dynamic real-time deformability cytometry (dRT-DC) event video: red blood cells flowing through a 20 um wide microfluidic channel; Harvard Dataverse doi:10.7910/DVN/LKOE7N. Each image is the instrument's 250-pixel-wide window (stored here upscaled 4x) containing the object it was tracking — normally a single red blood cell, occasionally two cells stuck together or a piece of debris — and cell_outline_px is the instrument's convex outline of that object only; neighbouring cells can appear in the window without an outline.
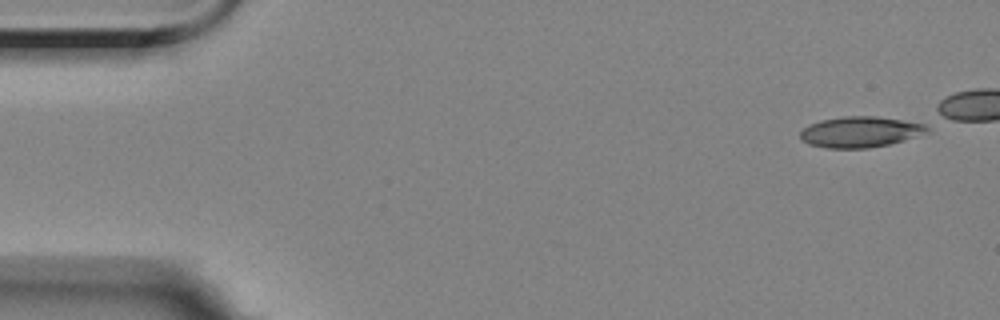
{"species": "Egyptian fruit bat (a non-hibernating species)", "species_latin": "Rousettus aegyptiacus", "temperature_condition": "room temperature", "stored_images_in_passage": 44, "camera_frame_rate_fps": 3000, "um_per_image_px": 0.085, "animal": {"sex": "female"}, "frame": {"image": 1, "passage_image": 1, "time_ms": 0.0, "image_size_px": [1000, 320], "cell_outline_px": [[928, 132], [904, 140], [888, 144], [868, 148], [828, 148], [808, 144], [800, 140], [800, 132], [808, 124], [820, 120], [844, 116], [876, 116], [924, 124], [928, 128]], "centroid_in_image_um": [73.06, 11.21], "position_along_channel_um": 11.9, "area_um2": 22.66}}
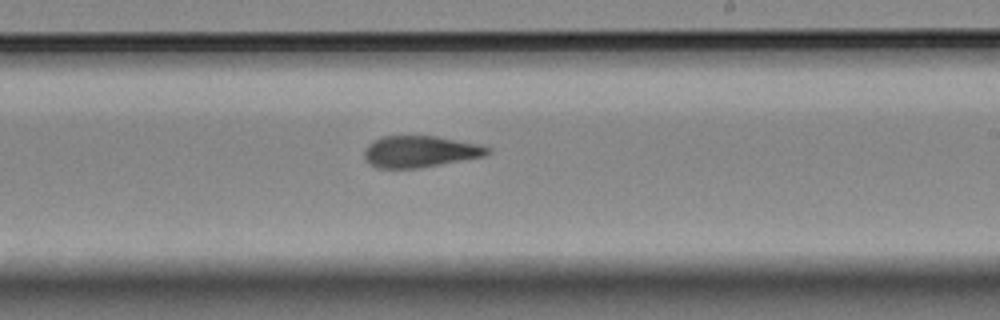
{"frame": {"image": 2, "passage_image": 31, "time_ms": 10.0, "image_size_px": [1000, 320], "cell_outline_px": [[492, 152], [484, 156], [420, 168], [376, 168], [368, 164], [364, 160], [364, 148], [372, 140], [384, 136], [436, 136], [480, 144], [492, 148]], "centroid_in_image_um": [35.68, 12.88], "position_along_channel_um": 253.3, "area_um2": 22.95}}
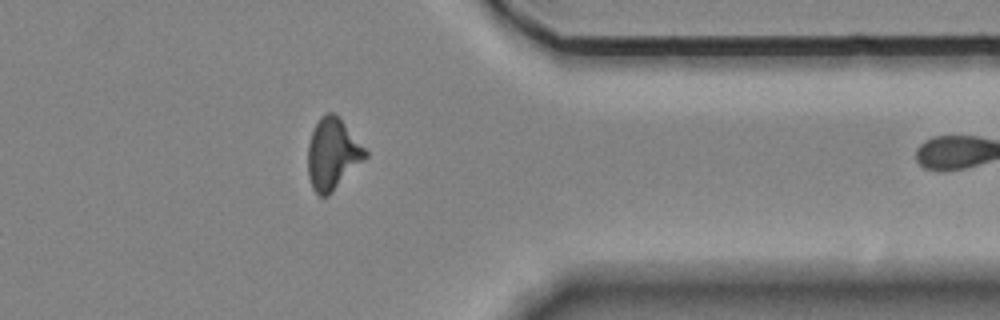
{"frame": {"image": 3, "passage_image": 43, "time_ms": 14.0, "image_size_px": [1000, 320], "cell_outline_px": [[368, 156], [328, 196], [320, 196], [312, 188], [308, 176], [308, 144], [312, 132], [320, 116], [324, 112], [332, 112], [344, 124], [368, 152]], "centroid_in_image_um": [28.25, 13.11], "position_along_channel_um": 383.2, "area_um2": 23.47}}